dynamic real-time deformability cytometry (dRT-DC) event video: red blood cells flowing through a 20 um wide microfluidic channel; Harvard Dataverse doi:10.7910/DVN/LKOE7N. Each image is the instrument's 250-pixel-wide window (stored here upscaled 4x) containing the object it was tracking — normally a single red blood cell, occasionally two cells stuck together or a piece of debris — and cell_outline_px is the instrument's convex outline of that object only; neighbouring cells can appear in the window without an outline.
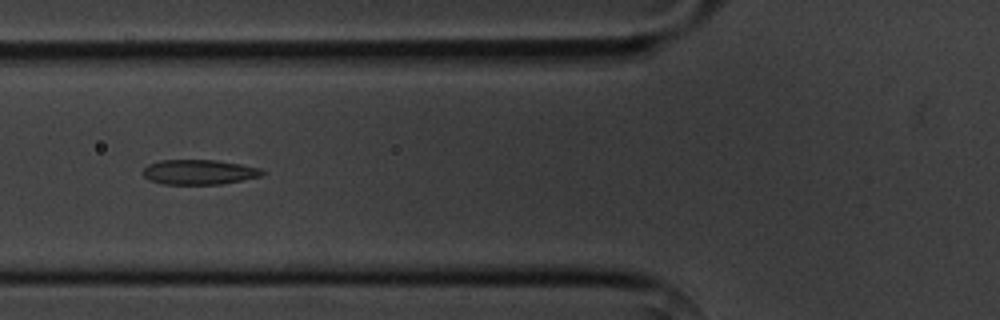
{"species": "common noctule bat (a hibernating species)", "species_latin": "Nyctalus noctula", "temperature_condition": "cold", "stored_images_in_passage": 6, "camera_frame_rate_fps": 3000, "um_per_image_px": 0.085, "animal": {"sex": "male", "body_mass_g": 20.1, "forearm_length_mm": 53.5}, "frame": {"image": 1, "passage_image": 2, "time_ms": 1.0, "image_size_px": [1000, 320], "cell_outline_px": [[264, 172], [260, 176], [220, 184], [164, 184], [148, 180], [144, 176], [144, 168], [148, 164], [160, 160], [216, 160], [240, 164], [260, 168]], "centroid_in_image_um": [16.88, 14.62], "position_along_channel_um": 108.9, "area_um2": 17.11}}
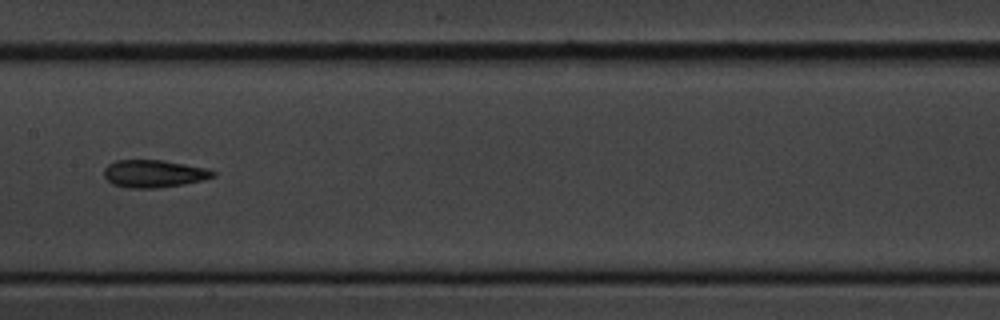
{"frame": {"image": 2, "passage_image": 4, "time_ms": 3.333, "image_size_px": [1000, 320], "cell_outline_px": [[216, 176], [204, 180], [184, 184], [156, 188], [128, 188], [112, 184], [104, 176], [104, 168], [108, 164], [116, 160], [164, 160], [208, 168], [216, 172]], "centroid_in_image_um": [13.1, 14.76], "position_along_channel_um": 194.3, "area_um2": 17.69}}
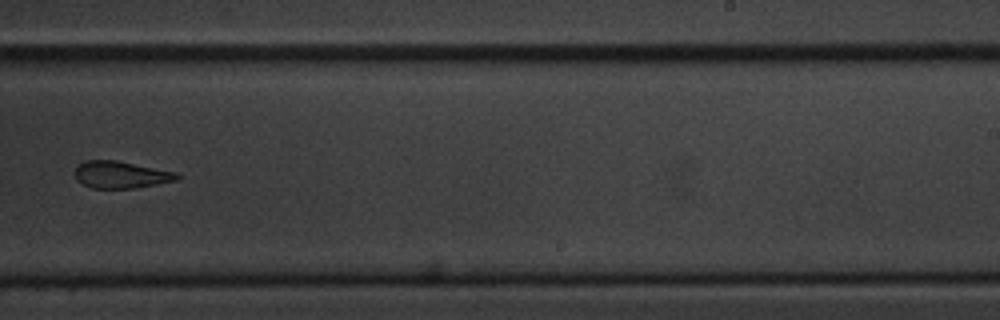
{"frame": {"image": 3, "passage_image": 6, "time_ms": 5.667, "image_size_px": [1000, 320], "cell_outline_px": [[180, 176], [176, 180], [156, 184], [132, 188], [92, 188], [76, 180], [76, 168], [84, 160], [116, 160], [176, 172]], "centroid_in_image_um": [10.26, 14.84], "position_along_channel_um": 278.7, "area_um2": 15.84}}